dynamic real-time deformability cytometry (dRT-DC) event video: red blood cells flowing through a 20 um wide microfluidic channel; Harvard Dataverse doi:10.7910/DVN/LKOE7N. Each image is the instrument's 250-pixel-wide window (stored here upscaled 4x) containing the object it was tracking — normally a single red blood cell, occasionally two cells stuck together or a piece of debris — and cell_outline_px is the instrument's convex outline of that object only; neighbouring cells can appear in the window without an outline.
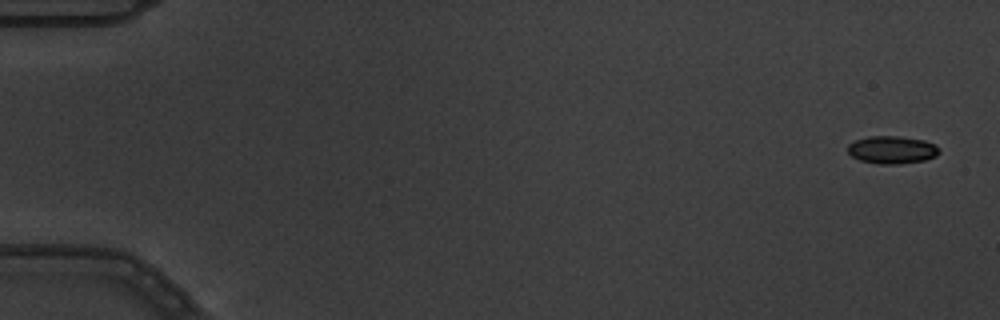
{"species": "common noctule bat (a hibernating species)", "species_latin": "Nyctalus noctula", "temperature_condition": "warm", "stored_images_in_passage": 6, "camera_frame_rate_fps": 3000, "um_per_image_px": 0.085, "animal": {"sex": "male", "body_mass_g": 19.5, "forearm_length_mm": 54.6}, "frame": {"image": 1, "passage_image": 1, "time_ms": 0.0, "image_size_px": [1000, 320], "cell_outline_px": [[940, 152], [936, 156], [924, 160], [900, 164], [876, 164], [860, 160], [852, 156], [848, 152], [848, 144], [856, 140], [868, 136], [900, 136], [924, 140], [936, 144]], "centroid_in_image_um": [75.83, 12.73], "position_along_channel_um": 9.2, "area_um2": 14.85}}
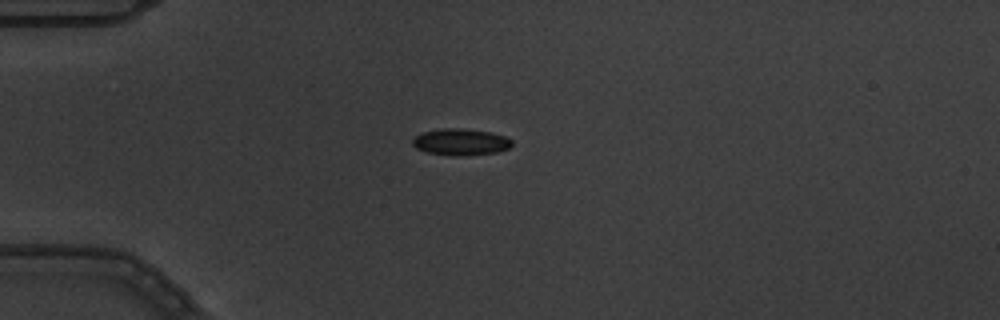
{"frame": {"image": 2, "passage_image": 5, "time_ms": 1.333, "image_size_px": [1000, 320], "cell_outline_px": [[512, 144], [508, 148], [496, 152], [460, 156], [452, 156], [428, 152], [416, 148], [412, 144], [412, 140], [416, 136], [424, 132], [440, 128], [464, 128], [492, 132], [508, 136], [512, 140]], "centroid_in_image_um": [39.19, 12.05], "position_along_channel_um": 45.8, "area_um2": 15.49}}